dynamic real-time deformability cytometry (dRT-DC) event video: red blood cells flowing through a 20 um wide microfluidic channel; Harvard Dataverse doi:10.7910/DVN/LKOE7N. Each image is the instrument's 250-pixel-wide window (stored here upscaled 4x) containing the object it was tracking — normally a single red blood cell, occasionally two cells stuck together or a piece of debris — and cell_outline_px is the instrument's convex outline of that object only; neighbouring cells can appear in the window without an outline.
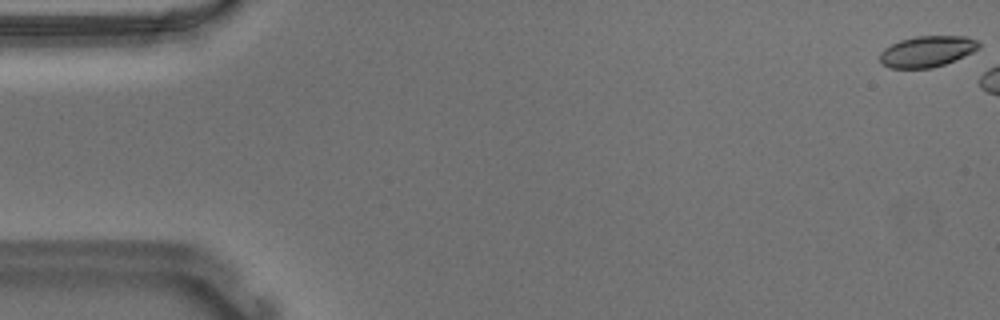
{"species": "Egyptian fruit bat (a non-hibernating species)", "species_latin": "Rousettus aegyptiacus", "temperature_condition": "warm", "stored_images_in_passage": 6, "camera_frame_rate_fps": 3000, "um_per_image_px": 0.085, "animal": {"sex": "male"}, "frame": {"image": 1, "passage_image": 1, "time_ms": 0.0, "image_size_px": [1000, 320], "cell_outline_px": [[980, 48], [964, 56], [944, 64], [932, 68], [888, 68], [880, 64], [880, 52], [884, 48], [900, 40], [916, 36], [964, 36], [976, 40], [980, 44]], "centroid_in_image_um": [78.77, 4.37], "position_along_channel_um": 6.2, "area_um2": 17.92}}